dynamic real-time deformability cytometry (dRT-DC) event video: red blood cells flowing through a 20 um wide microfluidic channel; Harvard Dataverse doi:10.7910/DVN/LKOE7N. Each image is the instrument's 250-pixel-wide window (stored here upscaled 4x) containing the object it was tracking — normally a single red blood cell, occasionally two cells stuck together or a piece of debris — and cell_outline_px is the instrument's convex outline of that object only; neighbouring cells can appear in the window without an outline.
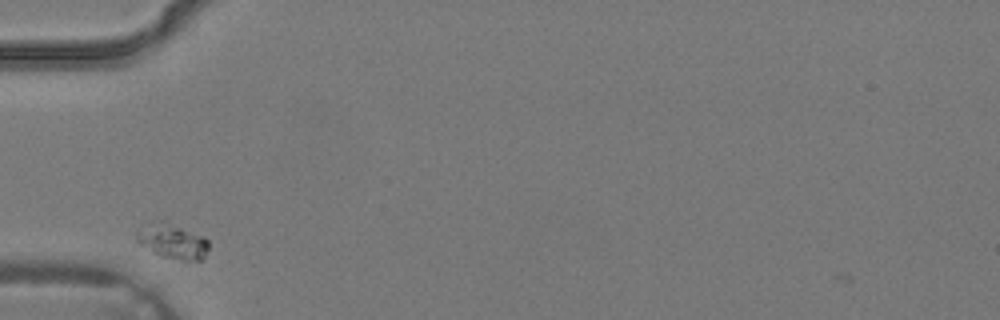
{"species": "common noctule bat (a hibernating species)", "species_latin": "Nyctalus noctula", "temperature_condition": "warm", "stored_images_in_passage": 1, "camera_frame_rate_fps": 3000, "um_per_image_px": 0.085, "animal": {"sex": "male", "body_mass_g": 19.2, "forearm_length_mm": 51.8}, "frame": {"image": 1, "passage_image": 1, "time_ms": 0.0, "image_size_px": [1000, 320], "cell_outline_px": [[208, 248], [204, 256], [200, 260], [180, 260], [160, 256], [152, 252], [140, 244], [136, 240], [136, 232], [152, 220], [160, 220], [204, 236], [208, 240]], "centroid_in_image_um": [14.63, 20.51], "position_along_channel_um": 70.4, "area_um2": 14.57}}